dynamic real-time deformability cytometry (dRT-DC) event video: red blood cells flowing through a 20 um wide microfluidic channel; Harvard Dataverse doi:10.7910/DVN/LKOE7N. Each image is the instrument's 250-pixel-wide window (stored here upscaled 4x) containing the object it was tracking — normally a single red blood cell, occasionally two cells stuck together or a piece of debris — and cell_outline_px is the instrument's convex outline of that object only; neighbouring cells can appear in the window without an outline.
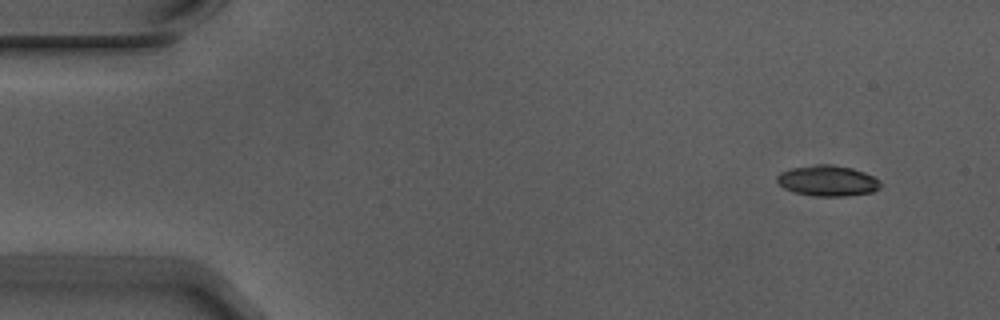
{"species": "Egyptian fruit bat (a non-hibernating species)", "species_latin": "Rousettus aegyptiacus", "temperature_condition": "warm", "stored_images_in_passage": 4, "camera_frame_rate_fps": 3000, "um_per_image_px": 0.085, "animal": {"sex": "male"}, "frame": {"image": 1, "passage_image": 1, "time_ms": 0.0, "image_size_px": [1000, 320], "cell_outline_px": [[880, 188], [872, 192], [848, 196], [816, 196], [796, 192], [784, 188], [776, 180], [776, 176], [780, 172], [792, 168], [816, 164], [832, 164], [852, 168], [864, 172], [880, 180]], "centroid_in_image_um": [70.36, 15.36], "position_along_channel_um": 14.6, "area_um2": 18.5}}
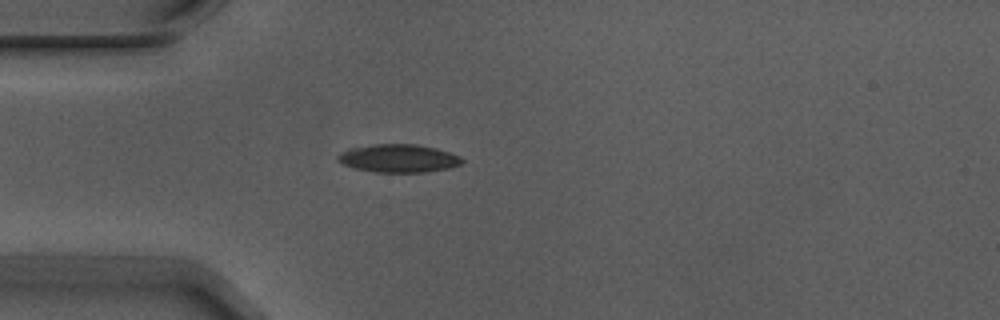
{"frame": {"image": 2, "passage_image": 4, "time_ms": 1.0, "image_size_px": [1000, 320], "cell_outline_px": [[464, 160], [460, 164], [448, 168], [424, 172], [376, 172], [356, 168], [344, 164], [336, 160], [336, 156], [340, 152], [348, 148], [376, 144], [416, 144], [436, 148], [460, 156]], "centroid_in_image_um": [33.85, 13.45], "position_along_channel_um": 51.2, "area_um2": 20.23}}